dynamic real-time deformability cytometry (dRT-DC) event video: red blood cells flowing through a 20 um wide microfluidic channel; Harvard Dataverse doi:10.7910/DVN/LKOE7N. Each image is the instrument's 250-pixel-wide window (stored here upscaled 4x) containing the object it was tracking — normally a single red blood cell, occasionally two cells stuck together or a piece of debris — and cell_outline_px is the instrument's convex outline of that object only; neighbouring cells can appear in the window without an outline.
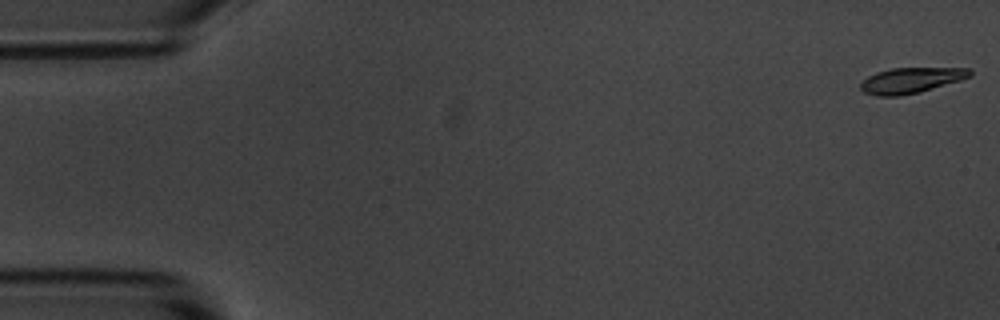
{"species": "common noctule bat (a hibernating species)", "species_latin": "Nyctalus noctula", "temperature_condition": "room temperature", "stored_images_in_passage": 6, "segment_of_instrument_passage": [1, 2], "camera_frame_rate_fps": 3000, "um_per_image_px": 0.085, "animal": {"sex": "male", "body_mass_g": 20.1, "forearm_length_mm": 53.5}, "frame": {"image": 1, "passage_image": 1, "time_ms": 0.0, "image_size_px": [1000, 320], "cell_outline_px": [[972, 76], [960, 80], [920, 92], [900, 96], [876, 96], [864, 92], [860, 88], [860, 84], [868, 76], [876, 72], [892, 68], [972, 68]], "centroid_in_image_um": [77.44, 6.83], "position_along_channel_um": 7.6, "area_um2": 16.3}}
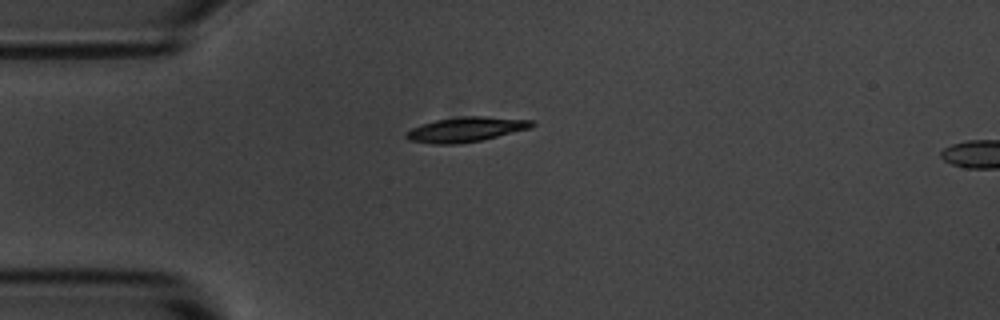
{"frame": {"image": 2, "passage_image": 5, "time_ms": 4.333, "image_size_px": [1000, 320], "cell_outline_px": [[536, 124], [532, 128], [480, 140], [460, 144], [432, 144], [408, 140], [404, 136], [412, 128], [436, 120], [460, 116], [484, 116], [536, 120]], "centroid_in_image_um": [39.66, 11.0], "position_along_channel_um": 45.3, "area_um2": 18.21}}